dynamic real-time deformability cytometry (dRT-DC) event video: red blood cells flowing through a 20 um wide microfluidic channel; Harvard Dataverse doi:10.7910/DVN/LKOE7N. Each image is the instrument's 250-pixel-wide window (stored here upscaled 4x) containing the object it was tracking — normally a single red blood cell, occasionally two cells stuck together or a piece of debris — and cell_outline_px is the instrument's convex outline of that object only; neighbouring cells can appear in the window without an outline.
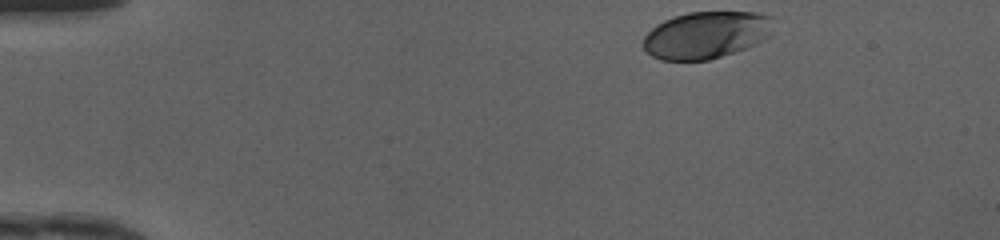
{"species": "human", "species_latin": "Homo sapiens", "temperature_condition": "cold", "stored_images_in_passage": 35, "camera_frame_rate_fps": 3000, "um_per_image_px": 0.085, "donor": {"sex": "female"}, "frame": {"image": 1, "passage_image": 1, "time_ms": 0.0, "image_size_px": [1000, 240], "cell_outline_px": [[772, 16], [768, 36], [764, 40], [756, 44], [708, 60], [660, 60], [652, 56], [644, 48], [644, 36], [656, 24], [664, 20], [688, 12], [756, 12]], "centroid_in_image_um": [60.0, 2.96], "position_along_channel_um": 25.0, "area_um2": 35.32}}
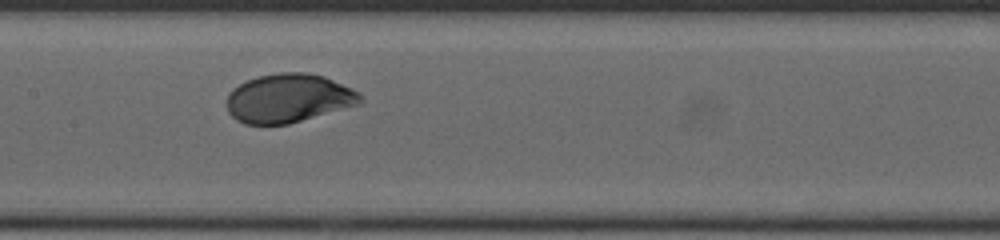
{"frame": {"image": 2, "passage_image": 19, "time_ms": 6.0, "image_size_px": [1000, 240], "cell_outline_px": [[364, 100], [360, 104], [288, 124], [244, 124], [236, 120], [228, 112], [228, 92], [232, 88], [248, 80], [260, 76], [280, 72], [304, 72], [324, 76], [352, 88], [360, 92], [364, 96]], "centroid_in_image_um": [24.55, 8.35], "position_along_channel_um": 182.8, "area_um2": 37.97}}
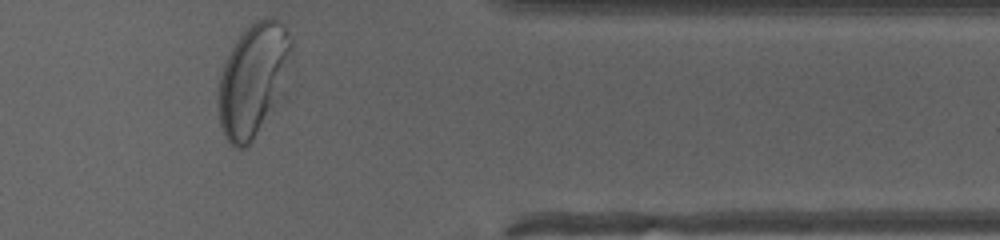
{"frame": {"image": 3, "passage_image": 35, "time_ms": 11.333, "image_size_px": [1000, 240], "cell_outline_px": [[292, 48], [276, 96], [248, 148], [236, 148], [224, 136], [220, 124], [216, 100], [216, 96], [220, 72], [236, 40], [256, 20], [264, 16], [268, 16], [280, 20], [284, 24], [292, 40]], "centroid_in_image_um": [21.42, 6.73], "position_along_channel_um": 390.0, "area_um2": 46.36}, "authors_computed_cell_mechanics": {"area_um2": 37.6278, "velocity_mm_per_s": 4.1403, "shape_relaxation_time_tau1_ms": 1.8388, "shape_relaxation_time_tau2_ms": null, "deformation_change_tau1": 0.1293, "deformation_change_tau2": null}}